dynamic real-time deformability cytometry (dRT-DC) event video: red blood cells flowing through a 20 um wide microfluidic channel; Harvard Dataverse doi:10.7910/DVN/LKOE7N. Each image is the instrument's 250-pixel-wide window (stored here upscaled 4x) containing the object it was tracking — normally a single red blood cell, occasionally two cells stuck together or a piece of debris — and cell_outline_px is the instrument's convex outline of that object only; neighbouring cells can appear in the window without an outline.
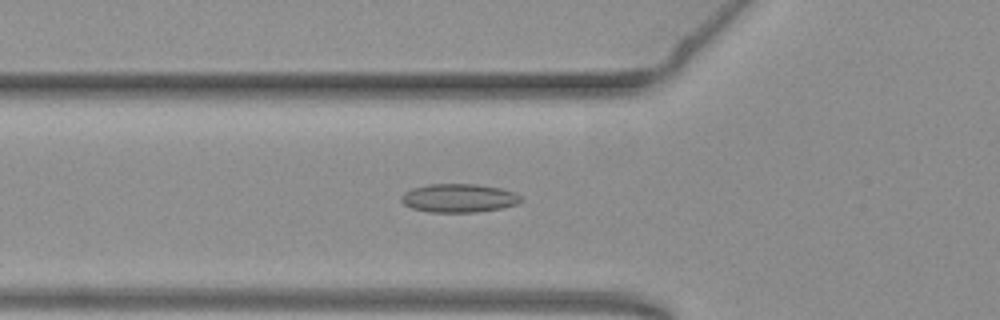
{"species": "common noctule bat (a hibernating species)", "species_latin": "Nyctalus noctula", "temperature_condition": "warm", "stored_images_in_passage": 50, "camera_frame_rate_fps": 3000, "um_per_image_px": 0.085, "animal": {"sex": "female", "body_mass_g": 19.3, "forearm_length_mm": 54.1}, "frame": {"image": 1, "passage_image": 19, "time_ms": 6.0, "image_size_px": [1000, 320], "cell_outline_px": [[524, 200], [516, 204], [500, 208], [476, 212], [428, 212], [412, 208], [404, 204], [400, 200], [400, 196], [404, 192], [412, 188], [428, 184], [476, 184], [500, 188], [516, 192]], "centroid_in_image_um": [38.99, 16.83], "position_along_channel_um": 86.8, "area_um2": 20.0}}
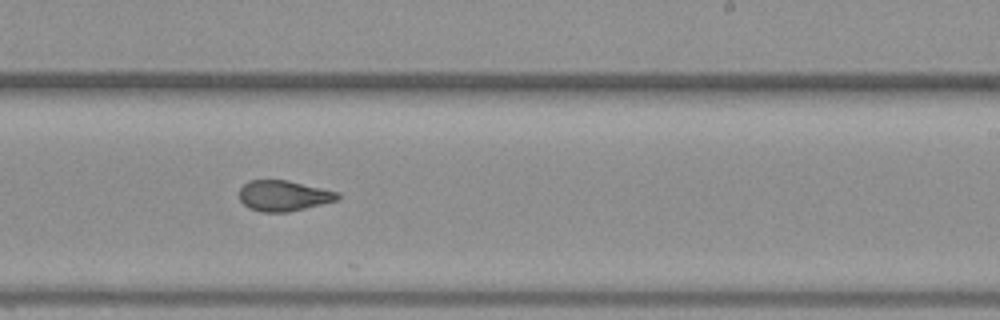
{"frame": {"image": 2, "passage_image": 33, "time_ms": 10.667, "image_size_px": [1000, 320], "cell_outline_px": [[340, 200], [288, 212], [260, 212], [248, 208], [240, 200], [240, 188], [248, 180], [288, 180], [340, 192]], "centroid_in_image_um": [24.13, 16.64], "position_along_channel_um": 264.9, "area_um2": 17.74}}
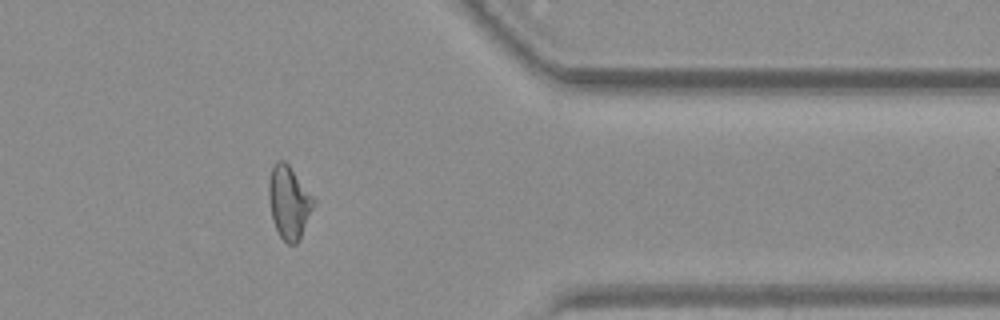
{"frame": {"image": 3, "passage_image": 44, "time_ms": 14.333, "image_size_px": [1000, 320], "cell_outline_px": [[316, 200], [300, 240], [296, 244], [288, 244], [280, 236], [272, 220], [268, 200], [268, 184], [272, 168], [276, 160], [284, 160], [288, 164]], "centroid_in_image_um": [24.55, 17.2], "position_along_channel_um": 386.8, "area_um2": 19.07}}